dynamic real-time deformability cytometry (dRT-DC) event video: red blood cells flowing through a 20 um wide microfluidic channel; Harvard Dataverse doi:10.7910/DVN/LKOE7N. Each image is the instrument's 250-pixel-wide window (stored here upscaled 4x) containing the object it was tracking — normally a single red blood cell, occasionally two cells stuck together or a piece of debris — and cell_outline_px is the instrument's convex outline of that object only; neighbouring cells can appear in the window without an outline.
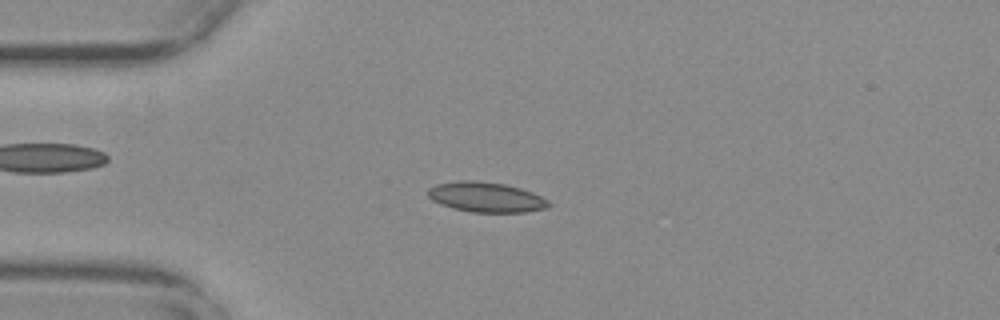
{"species": "common noctule bat (a hibernating species)", "species_latin": "Nyctalus noctula", "temperature_condition": "warm", "stored_images_in_passage": 52, "camera_frame_rate_fps": 3000, "um_per_image_px": 0.085, "animal": {"sex": "female", "body_mass_g": 29.2, "forearm_length_mm": 56.3}, "frame": {"image": 1, "passage_image": 12, "time_ms": 3.667, "image_size_px": [1000, 320], "cell_outline_px": [[552, 204], [548, 208], [524, 212], [472, 212], [452, 208], [440, 204], [432, 200], [428, 196], [428, 188], [436, 184], [460, 180], [476, 180], [504, 184], [520, 188], [532, 192], [548, 200]], "centroid_in_image_um": [41.31, 16.75], "position_along_channel_um": 43.7, "area_um2": 21.21}}
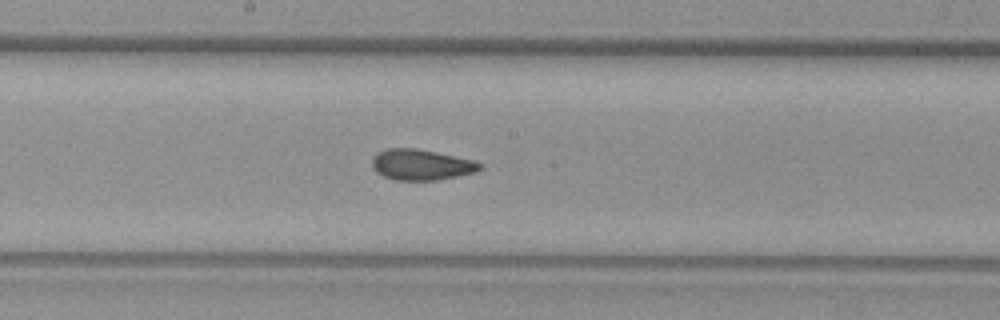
{"frame": {"image": 2, "passage_image": 27, "time_ms": 8.667, "image_size_px": [1000, 320], "cell_outline_px": [[484, 168], [476, 172], [436, 180], [392, 180], [376, 172], [372, 168], [372, 156], [376, 152], [388, 148], [416, 148], [436, 152], [472, 160], [484, 164]], "centroid_in_image_um": [35.78, 14.0], "position_along_channel_um": 212.4, "area_um2": 19.48}}
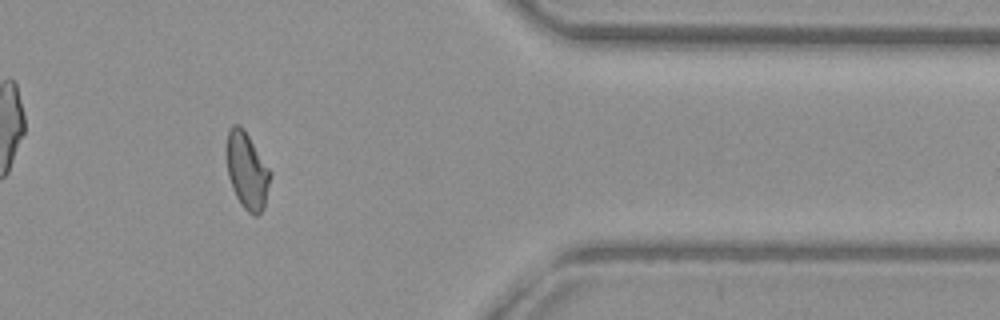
{"frame": {"image": 3, "passage_image": 43, "time_ms": 14.0, "image_size_px": [1000, 320], "cell_outline_px": [[272, 172], [264, 208], [256, 216], [252, 216], [240, 204], [232, 188], [228, 176], [224, 152], [228, 128], [232, 124], [240, 124], [244, 128]], "centroid_in_image_um": [20.96, 14.46], "position_along_channel_um": 390.4, "area_um2": 20.17}, "authors_computed_cell_mechanics": {"area_um2": 19.6809, "velocity_mm_per_s": 3.7815, "shape_relaxation_time_tau1_ms": null, "shape_relaxation_time_tau2_ms": 1.7081, "deformation_change_tau1": null, "deformation_change_tau2": 0.0671}}